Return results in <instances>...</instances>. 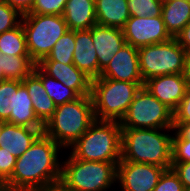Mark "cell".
Listing matches in <instances>:
<instances>
[{
  "label": "cell",
  "mask_w": 190,
  "mask_h": 191,
  "mask_svg": "<svg viewBox=\"0 0 190 191\" xmlns=\"http://www.w3.org/2000/svg\"><path fill=\"white\" fill-rule=\"evenodd\" d=\"M173 129L177 131L185 140H190V122L173 123Z\"/></svg>",
  "instance_id": "obj_39"
},
{
  "label": "cell",
  "mask_w": 190,
  "mask_h": 191,
  "mask_svg": "<svg viewBox=\"0 0 190 191\" xmlns=\"http://www.w3.org/2000/svg\"><path fill=\"white\" fill-rule=\"evenodd\" d=\"M47 75L73 89L79 96L91 95V79L74 64H62L58 61H40L37 64Z\"/></svg>",
  "instance_id": "obj_15"
},
{
  "label": "cell",
  "mask_w": 190,
  "mask_h": 191,
  "mask_svg": "<svg viewBox=\"0 0 190 191\" xmlns=\"http://www.w3.org/2000/svg\"><path fill=\"white\" fill-rule=\"evenodd\" d=\"M165 170L157 165L120 161L117 165V181L122 191H154Z\"/></svg>",
  "instance_id": "obj_11"
},
{
  "label": "cell",
  "mask_w": 190,
  "mask_h": 191,
  "mask_svg": "<svg viewBox=\"0 0 190 191\" xmlns=\"http://www.w3.org/2000/svg\"><path fill=\"white\" fill-rule=\"evenodd\" d=\"M161 15L169 34L176 37L190 22V2L163 0Z\"/></svg>",
  "instance_id": "obj_22"
},
{
  "label": "cell",
  "mask_w": 190,
  "mask_h": 191,
  "mask_svg": "<svg viewBox=\"0 0 190 191\" xmlns=\"http://www.w3.org/2000/svg\"><path fill=\"white\" fill-rule=\"evenodd\" d=\"M92 41L98 58V77L111 59L126 44L123 30L119 28L94 25L91 28Z\"/></svg>",
  "instance_id": "obj_14"
},
{
  "label": "cell",
  "mask_w": 190,
  "mask_h": 191,
  "mask_svg": "<svg viewBox=\"0 0 190 191\" xmlns=\"http://www.w3.org/2000/svg\"><path fill=\"white\" fill-rule=\"evenodd\" d=\"M184 77L186 80L187 88H190V53H187L185 60Z\"/></svg>",
  "instance_id": "obj_40"
},
{
  "label": "cell",
  "mask_w": 190,
  "mask_h": 191,
  "mask_svg": "<svg viewBox=\"0 0 190 191\" xmlns=\"http://www.w3.org/2000/svg\"><path fill=\"white\" fill-rule=\"evenodd\" d=\"M35 65L30 56L3 55L1 59L4 77L10 80L23 81L33 72Z\"/></svg>",
  "instance_id": "obj_25"
},
{
  "label": "cell",
  "mask_w": 190,
  "mask_h": 191,
  "mask_svg": "<svg viewBox=\"0 0 190 191\" xmlns=\"http://www.w3.org/2000/svg\"><path fill=\"white\" fill-rule=\"evenodd\" d=\"M3 58V55L0 53V83L5 80L6 78L4 77V72L1 68V59Z\"/></svg>",
  "instance_id": "obj_42"
},
{
  "label": "cell",
  "mask_w": 190,
  "mask_h": 191,
  "mask_svg": "<svg viewBox=\"0 0 190 191\" xmlns=\"http://www.w3.org/2000/svg\"><path fill=\"white\" fill-rule=\"evenodd\" d=\"M33 72L41 79L46 93L54 101L56 106L75 101L80 97L73 89L66 87L58 80L47 75L37 64Z\"/></svg>",
  "instance_id": "obj_23"
},
{
  "label": "cell",
  "mask_w": 190,
  "mask_h": 191,
  "mask_svg": "<svg viewBox=\"0 0 190 191\" xmlns=\"http://www.w3.org/2000/svg\"><path fill=\"white\" fill-rule=\"evenodd\" d=\"M67 0H34L32 8L26 14L63 15Z\"/></svg>",
  "instance_id": "obj_29"
},
{
  "label": "cell",
  "mask_w": 190,
  "mask_h": 191,
  "mask_svg": "<svg viewBox=\"0 0 190 191\" xmlns=\"http://www.w3.org/2000/svg\"><path fill=\"white\" fill-rule=\"evenodd\" d=\"M3 1L6 2L9 6L17 9L22 15L29 13L34 3V0H3Z\"/></svg>",
  "instance_id": "obj_38"
},
{
  "label": "cell",
  "mask_w": 190,
  "mask_h": 191,
  "mask_svg": "<svg viewBox=\"0 0 190 191\" xmlns=\"http://www.w3.org/2000/svg\"><path fill=\"white\" fill-rule=\"evenodd\" d=\"M184 191H190V188H186V189H184Z\"/></svg>",
  "instance_id": "obj_43"
},
{
  "label": "cell",
  "mask_w": 190,
  "mask_h": 191,
  "mask_svg": "<svg viewBox=\"0 0 190 191\" xmlns=\"http://www.w3.org/2000/svg\"><path fill=\"white\" fill-rule=\"evenodd\" d=\"M75 50L73 64L91 80L98 78V58L95 50L91 28L75 30Z\"/></svg>",
  "instance_id": "obj_17"
},
{
  "label": "cell",
  "mask_w": 190,
  "mask_h": 191,
  "mask_svg": "<svg viewBox=\"0 0 190 191\" xmlns=\"http://www.w3.org/2000/svg\"><path fill=\"white\" fill-rule=\"evenodd\" d=\"M186 55L175 37L138 48L139 69L144 83L157 76L183 74Z\"/></svg>",
  "instance_id": "obj_8"
},
{
  "label": "cell",
  "mask_w": 190,
  "mask_h": 191,
  "mask_svg": "<svg viewBox=\"0 0 190 191\" xmlns=\"http://www.w3.org/2000/svg\"><path fill=\"white\" fill-rule=\"evenodd\" d=\"M128 10L135 17L161 16L163 0H127Z\"/></svg>",
  "instance_id": "obj_28"
},
{
  "label": "cell",
  "mask_w": 190,
  "mask_h": 191,
  "mask_svg": "<svg viewBox=\"0 0 190 191\" xmlns=\"http://www.w3.org/2000/svg\"><path fill=\"white\" fill-rule=\"evenodd\" d=\"M0 53L9 56H29L22 23L0 34Z\"/></svg>",
  "instance_id": "obj_24"
},
{
  "label": "cell",
  "mask_w": 190,
  "mask_h": 191,
  "mask_svg": "<svg viewBox=\"0 0 190 191\" xmlns=\"http://www.w3.org/2000/svg\"><path fill=\"white\" fill-rule=\"evenodd\" d=\"M119 162L73 158L61 164V179L76 191H106L117 180Z\"/></svg>",
  "instance_id": "obj_6"
},
{
  "label": "cell",
  "mask_w": 190,
  "mask_h": 191,
  "mask_svg": "<svg viewBox=\"0 0 190 191\" xmlns=\"http://www.w3.org/2000/svg\"><path fill=\"white\" fill-rule=\"evenodd\" d=\"M190 122V88H187L184 98L173 112V123Z\"/></svg>",
  "instance_id": "obj_34"
},
{
  "label": "cell",
  "mask_w": 190,
  "mask_h": 191,
  "mask_svg": "<svg viewBox=\"0 0 190 191\" xmlns=\"http://www.w3.org/2000/svg\"><path fill=\"white\" fill-rule=\"evenodd\" d=\"M32 191H76L74 188L67 185L61 178L49 182L42 187L33 189Z\"/></svg>",
  "instance_id": "obj_36"
},
{
  "label": "cell",
  "mask_w": 190,
  "mask_h": 191,
  "mask_svg": "<svg viewBox=\"0 0 190 191\" xmlns=\"http://www.w3.org/2000/svg\"><path fill=\"white\" fill-rule=\"evenodd\" d=\"M122 30L126 43L136 48L165 42L173 38L165 27L162 15L156 17L131 16Z\"/></svg>",
  "instance_id": "obj_10"
},
{
  "label": "cell",
  "mask_w": 190,
  "mask_h": 191,
  "mask_svg": "<svg viewBox=\"0 0 190 191\" xmlns=\"http://www.w3.org/2000/svg\"><path fill=\"white\" fill-rule=\"evenodd\" d=\"M75 46V30H68L56 42L48 56L41 61H58L64 65L73 64Z\"/></svg>",
  "instance_id": "obj_26"
},
{
  "label": "cell",
  "mask_w": 190,
  "mask_h": 191,
  "mask_svg": "<svg viewBox=\"0 0 190 191\" xmlns=\"http://www.w3.org/2000/svg\"><path fill=\"white\" fill-rule=\"evenodd\" d=\"M91 95L56 106L53 116L44 125V133L60 147L72 146L95 121Z\"/></svg>",
  "instance_id": "obj_3"
},
{
  "label": "cell",
  "mask_w": 190,
  "mask_h": 191,
  "mask_svg": "<svg viewBox=\"0 0 190 191\" xmlns=\"http://www.w3.org/2000/svg\"><path fill=\"white\" fill-rule=\"evenodd\" d=\"M154 191H184L182 182L172 168L166 169Z\"/></svg>",
  "instance_id": "obj_32"
},
{
  "label": "cell",
  "mask_w": 190,
  "mask_h": 191,
  "mask_svg": "<svg viewBox=\"0 0 190 191\" xmlns=\"http://www.w3.org/2000/svg\"><path fill=\"white\" fill-rule=\"evenodd\" d=\"M22 84L31 97L36 116L45 125L56 110L54 101L48 96L41 79L34 72L27 76Z\"/></svg>",
  "instance_id": "obj_19"
},
{
  "label": "cell",
  "mask_w": 190,
  "mask_h": 191,
  "mask_svg": "<svg viewBox=\"0 0 190 191\" xmlns=\"http://www.w3.org/2000/svg\"><path fill=\"white\" fill-rule=\"evenodd\" d=\"M144 84L101 77L92 80L91 99L95 119L120 122Z\"/></svg>",
  "instance_id": "obj_5"
},
{
  "label": "cell",
  "mask_w": 190,
  "mask_h": 191,
  "mask_svg": "<svg viewBox=\"0 0 190 191\" xmlns=\"http://www.w3.org/2000/svg\"><path fill=\"white\" fill-rule=\"evenodd\" d=\"M100 77L130 83H144L139 69L138 48L126 43L101 72Z\"/></svg>",
  "instance_id": "obj_12"
},
{
  "label": "cell",
  "mask_w": 190,
  "mask_h": 191,
  "mask_svg": "<svg viewBox=\"0 0 190 191\" xmlns=\"http://www.w3.org/2000/svg\"><path fill=\"white\" fill-rule=\"evenodd\" d=\"M44 131V128H27L3 122L0 130V147L20 157Z\"/></svg>",
  "instance_id": "obj_16"
},
{
  "label": "cell",
  "mask_w": 190,
  "mask_h": 191,
  "mask_svg": "<svg viewBox=\"0 0 190 191\" xmlns=\"http://www.w3.org/2000/svg\"><path fill=\"white\" fill-rule=\"evenodd\" d=\"M21 19L27 50L36 64L48 56L56 42L68 31L63 15L23 14Z\"/></svg>",
  "instance_id": "obj_7"
},
{
  "label": "cell",
  "mask_w": 190,
  "mask_h": 191,
  "mask_svg": "<svg viewBox=\"0 0 190 191\" xmlns=\"http://www.w3.org/2000/svg\"><path fill=\"white\" fill-rule=\"evenodd\" d=\"M172 136V162L190 161V140H185L177 131Z\"/></svg>",
  "instance_id": "obj_31"
},
{
  "label": "cell",
  "mask_w": 190,
  "mask_h": 191,
  "mask_svg": "<svg viewBox=\"0 0 190 191\" xmlns=\"http://www.w3.org/2000/svg\"><path fill=\"white\" fill-rule=\"evenodd\" d=\"M22 81L5 79L0 83V121L6 122L14 114V102L17 89Z\"/></svg>",
  "instance_id": "obj_27"
},
{
  "label": "cell",
  "mask_w": 190,
  "mask_h": 191,
  "mask_svg": "<svg viewBox=\"0 0 190 191\" xmlns=\"http://www.w3.org/2000/svg\"><path fill=\"white\" fill-rule=\"evenodd\" d=\"M17 157L0 147V179L8 181L16 163Z\"/></svg>",
  "instance_id": "obj_33"
},
{
  "label": "cell",
  "mask_w": 190,
  "mask_h": 191,
  "mask_svg": "<svg viewBox=\"0 0 190 191\" xmlns=\"http://www.w3.org/2000/svg\"><path fill=\"white\" fill-rule=\"evenodd\" d=\"M0 191H15L10 183L0 179Z\"/></svg>",
  "instance_id": "obj_41"
},
{
  "label": "cell",
  "mask_w": 190,
  "mask_h": 191,
  "mask_svg": "<svg viewBox=\"0 0 190 191\" xmlns=\"http://www.w3.org/2000/svg\"><path fill=\"white\" fill-rule=\"evenodd\" d=\"M7 123L27 128H44V124L36 116L31 97L22 84L17 89L14 102V114H10Z\"/></svg>",
  "instance_id": "obj_21"
},
{
  "label": "cell",
  "mask_w": 190,
  "mask_h": 191,
  "mask_svg": "<svg viewBox=\"0 0 190 191\" xmlns=\"http://www.w3.org/2000/svg\"><path fill=\"white\" fill-rule=\"evenodd\" d=\"M160 130L122 128L120 161L171 168L172 135L161 133Z\"/></svg>",
  "instance_id": "obj_2"
},
{
  "label": "cell",
  "mask_w": 190,
  "mask_h": 191,
  "mask_svg": "<svg viewBox=\"0 0 190 191\" xmlns=\"http://www.w3.org/2000/svg\"><path fill=\"white\" fill-rule=\"evenodd\" d=\"M60 146L44 132L17 158L12 176L8 180L15 191H32L58 180L61 163L58 161Z\"/></svg>",
  "instance_id": "obj_1"
},
{
  "label": "cell",
  "mask_w": 190,
  "mask_h": 191,
  "mask_svg": "<svg viewBox=\"0 0 190 191\" xmlns=\"http://www.w3.org/2000/svg\"><path fill=\"white\" fill-rule=\"evenodd\" d=\"M171 168L178 175L184 189L190 188V161L189 162H172Z\"/></svg>",
  "instance_id": "obj_35"
},
{
  "label": "cell",
  "mask_w": 190,
  "mask_h": 191,
  "mask_svg": "<svg viewBox=\"0 0 190 191\" xmlns=\"http://www.w3.org/2000/svg\"><path fill=\"white\" fill-rule=\"evenodd\" d=\"M119 123L121 128L174 130L173 112L144 86L137 92Z\"/></svg>",
  "instance_id": "obj_9"
},
{
  "label": "cell",
  "mask_w": 190,
  "mask_h": 191,
  "mask_svg": "<svg viewBox=\"0 0 190 191\" xmlns=\"http://www.w3.org/2000/svg\"><path fill=\"white\" fill-rule=\"evenodd\" d=\"M97 24L123 29L131 17L127 0H95Z\"/></svg>",
  "instance_id": "obj_20"
},
{
  "label": "cell",
  "mask_w": 190,
  "mask_h": 191,
  "mask_svg": "<svg viewBox=\"0 0 190 191\" xmlns=\"http://www.w3.org/2000/svg\"><path fill=\"white\" fill-rule=\"evenodd\" d=\"M122 128L118 121L95 120L71 146L73 158L120 162Z\"/></svg>",
  "instance_id": "obj_4"
},
{
  "label": "cell",
  "mask_w": 190,
  "mask_h": 191,
  "mask_svg": "<svg viewBox=\"0 0 190 191\" xmlns=\"http://www.w3.org/2000/svg\"><path fill=\"white\" fill-rule=\"evenodd\" d=\"M144 87L172 112L177 109L187 90L184 74L153 77L145 82Z\"/></svg>",
  "instance_id": "obj_13"
},
{
  "label": "cell",
  "mask_w": 190,
  "mask_h": 191,
  "mask_svg": "<svg viewBox=\"0 0 190 191\" xmlns=\"http://www.w3.org/2000/svg\"><path fill=\"white\" fill-rule=\"evenodd\" d=\"M186 53H190V22L175 37Z\"/></svg>",
  "instance_id": "obj_37"
},
{
  "label": "cell",
  "mask_w": 190,
  "mask_h": 191,
  "mask_svg": "<svg viewBox=\"0 0 190 191\" xmlns=\"http://www.w3.org/2000/svg\"><path fill=\"white\" fill-rule=\"evenodd\" d=\"M22 16L17 9L9 6L4 1L0 2V34L18 26L22 21Z\"/></svg>",
  "instance_id": "obj_30"
},
{
  "label": "cell",
  "mask_w": 190,
  "mask_h": 191,
  "mask_svg": "<svg viewBox=\"0 0 190 191\" xmlns=\"http://www.w3.org/2000/svg\"><path fill=\"white\" fill-rule=\"evenodd\" d=\"M63 18L68 30H89L97 24L95 0H67Z\"/></svg>",
  "instance_id": "obj_18"
}]
</instances>
